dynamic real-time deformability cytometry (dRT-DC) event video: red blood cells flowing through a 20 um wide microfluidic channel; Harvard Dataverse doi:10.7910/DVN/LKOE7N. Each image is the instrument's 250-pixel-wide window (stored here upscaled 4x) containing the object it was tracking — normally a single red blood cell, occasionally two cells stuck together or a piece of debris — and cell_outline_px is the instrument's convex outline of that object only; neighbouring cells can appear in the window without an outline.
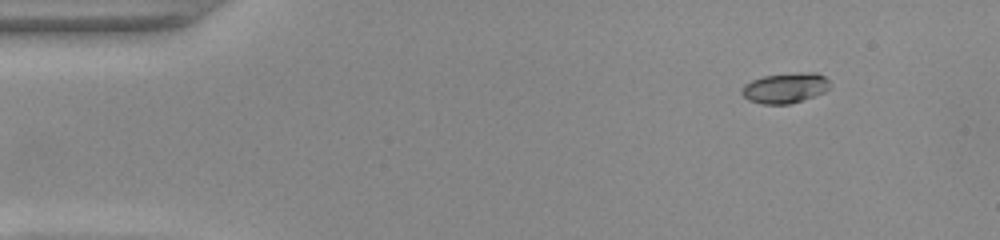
{"species": "common noctule bat (a hibernating species)", "species_latin": "Nyctalus noctula", "temperature_condition": "warm", "stored_images_in_passage": 47, "camera_frame_rate_fps": 3000, "um_per_image_px": 0.085, "animal": {"sex": "female", "body_mass_g": 22.0, "forearm_length_mm": 56.7}, "frame": {"image": 1, "passage_image": 1, "time_ms": 0.0, "image_size_px": [1000, 240], "cell_outline_px": [[832, 84], [824, 92], [788, 104], [764, 104], [748, 100], [740, 92], [744, 84], [752, 80], [764, 76], [804, 72], [816, 72], [824, 76]], "centroid_in_image_um": [66.73, 7.47], "position_along_channel_um": 18.3, "area_um2": 15.37}}
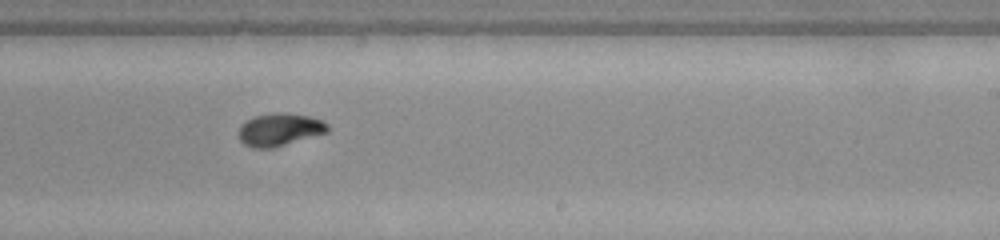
{"frame": {"image": 2, "passage_image": 27, "time_ms": 8.667, "image_size_px": [1000, 240], "cell_outline_px": [[328, 132], [272, 148], [252, 148], [244, 144], [240, 140], [240, 124], [244, 120], [252, 116], [272, 112], [284, 112], [308, 116], [324, 120], [328, 124]], "centroid_in_image_um": [23.75, 10.99], "position_along_channel_um": 265.3, "area_um2": 17.11}}
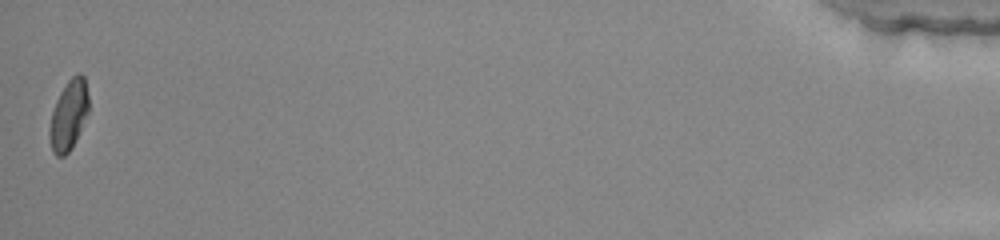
{"frame": {"image": 3, "passage_image": 47, "time_ms": 15.333, "image_size_px": [1000, 240], "cell_outline_px": [[88, 112], [72, 148], [64, 156], [56, 156], [52, 152], [48, 136], [48, 132], [52, 112], [56, 100], [60, 92], [68, 80], [76, 72], [80, 72], [84, 76], [88, 96]], "centroid_in_image_um": [5.82, 9.78], "position_along_channel_um": 429.4, "area_um2": 16.01}, "authors_computed_cell_mechanics": {"area_um2": 16.4152, "velocity_mm_per_s": 3.9402, "shape_relaxation_time_tau1_ms": 3.5376, "shape_relaxation_time_tau2_ms": 1.5011, "deformation_change_tau1": 0.1788, "deformation_change_tau2": 0.0403}}